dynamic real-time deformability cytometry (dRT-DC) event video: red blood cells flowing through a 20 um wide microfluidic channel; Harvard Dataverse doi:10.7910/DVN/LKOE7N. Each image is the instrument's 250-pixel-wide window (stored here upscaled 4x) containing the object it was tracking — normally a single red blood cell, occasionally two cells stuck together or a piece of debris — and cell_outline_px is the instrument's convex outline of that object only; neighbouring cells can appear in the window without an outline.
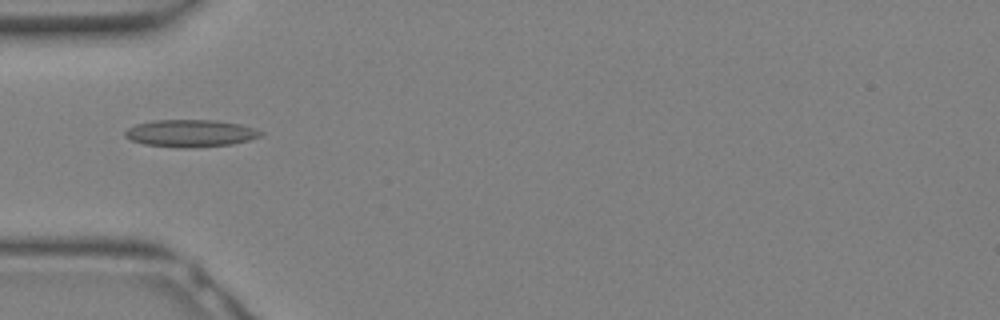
{"species": "Egyptian fruit bat (a non-hibernating species)", "species_latin": "Rousettus aegyptiacus", "temperature_condition": "warm", "stored_images_in_passage": 17, "camera_frame_rate_fps": 3000, "um_per_image_px": 0.085, "animal": {"sex": "female"}, "frame": {"image": 1, "passage_image": 10, "time_ms": 3.0, "image_size_px": [1000, 320], "cell_outline_px": [[264, 132], [260, 136], [248, 140], [232, 144], [188, 148], [184, 148], [144, 144], [132, 140], [124, 136], [124, 132], [128, 128], [136, 124], [152, 120], [216, 120], [240, 124]], "centroid_in_image_um": [16.17, 11.32], "position_along_channel_um": 68.8, "area_um2": 21.44}}
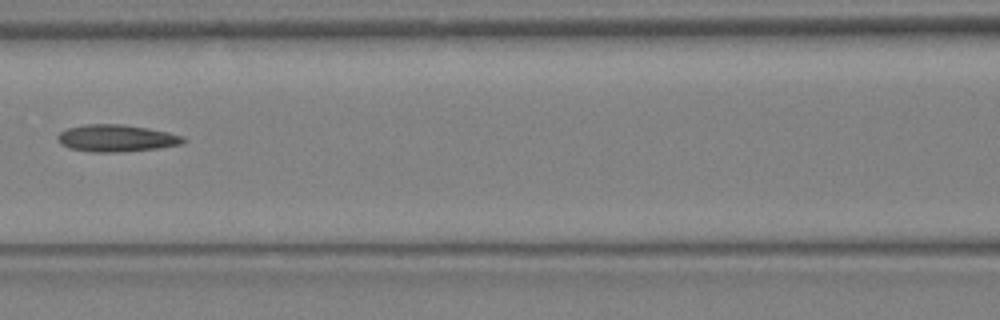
{"frame": {"image": 2, "passage_image": 14, "time_ms": 4.333, "image_size_px": [1000, 320], "cell_outline_px": [[188, 140], [184, 144], [156, 148], [120, 152], [92, 152], [68, 148], [60, 144], [56, 140], [56, 136], [60, 132], [68, 128], [84, 124], [120, 124], [148, 128], [168, 132], [184, 136]], "centroid_in_image_um": [9.89, 11.75], "position_along_channel_um": 156.7, "area_um2": 20.0}}
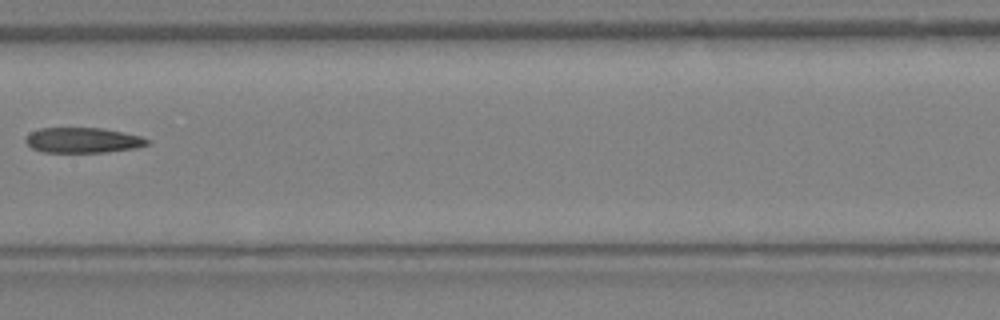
{"frame": {"image": 3, "passage_image": 16, "time_ms": 5.0, "image_size_px": [1000, 320], "cell_outline_px": [[152, 140], [148, 144], [136, 148], [104, 152], [40, 152], [32, 148], [24, 140], [32, 132], [40, 128], [104, 128], [124, 132], [140, 136]], "centroid_in_image_um": [7.07, 11.92], "position_along_channel_um": 200.3, "area_um2": 17.92}}